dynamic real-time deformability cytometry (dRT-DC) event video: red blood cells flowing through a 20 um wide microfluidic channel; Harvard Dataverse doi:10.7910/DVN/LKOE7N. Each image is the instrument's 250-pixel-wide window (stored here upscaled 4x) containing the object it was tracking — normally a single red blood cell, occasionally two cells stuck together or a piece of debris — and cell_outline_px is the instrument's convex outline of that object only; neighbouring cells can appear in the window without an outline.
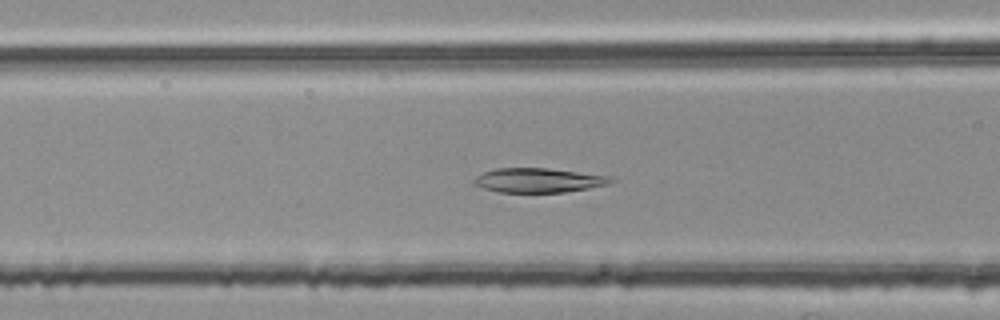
{"species": "common noctule bat (a hibernating species)", "species_latin": "Nyctalus noctula", "temperature_condition": "room temperature", "stored_images_in_passage": 42, "camera_frame_rate_fps": 3000, "um_per_image_px": 0.085, "animal": {"sex": "female", "body_mass_g": 25.1}, "frame": {"image": 1, "passage_image": 18, "time_ms": 5.667, "image_size_px": [1000, 320], "cell_outline_px": [[616, 180], [608, 184], [588, 188], [564, 192], [496, 192], [484, 188], [476, 184], [472, 180], [476, 176], [484, 172], [496, 168], [548, 168], [608, 176]], "centroid_in_image_um": [45.75, 15.32], "position_along_channel_um": 120.8, "area_um2": 19.25}}
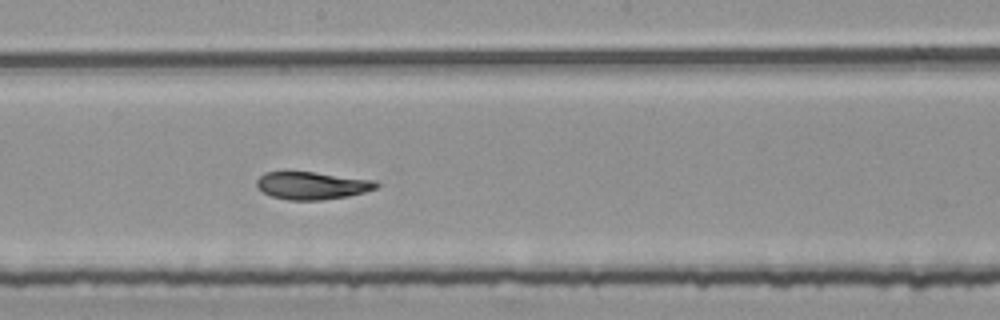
{"frame": {"image": 2, "passage_image": 26, "time_ms": 8.333, "image_size_px": [1000, 320], "cell_outline_px": [[380, 184], [376, 188], [364, 192], [348, 196], [320, 200], [288, 200], [272, 196], [264, 192], [256, 184], [256, 180], [264, 172], [284, 168], [376, 180]], "centroid_in_image_um": [26.47, 15.72], "position_along_channel_um": 221.7, "area_um2": 19.88}}
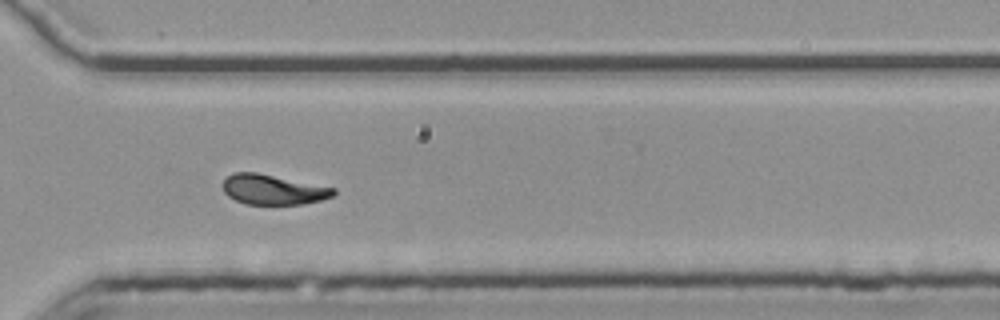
{"frame": {"image": 3, "passage_image": 36, "time_ms": 11.667, "image_size_px": [1000, 320], "cell_outline_px": [[336, 192], [332, 196], [320, 200], [304, 204], [244, 204], [228, 196], [224, 192], [220, 184], [232, 172], [256, 172], [336, 188]], "centroid_in_image_um": [23.17, 16.11], "position_along_channel_um": 347.4, "area_um2": 19.42}, "authors_computed_cell_mechanics": {"area_um2": 19.9699, "velocity_mm_per_s": 3.7782, "shape_relaxation_time_tau1_ms": 4.0965, "shape_relaxation_time_tau2_ms": 1.8366, "deformation_change_tau1": 0.1615, "deformation_change_tau2": 0.0601}}